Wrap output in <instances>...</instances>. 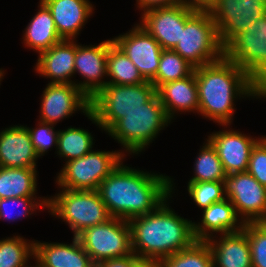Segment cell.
Segmentation results:
<instances>
[{
  "instance_id": "obj_40",
  "label": "cell",
  "mask_w": 266,
  "mask_h": 267,
  "mask_svg": "<svg viewBox=\"0 0 266 267\" xmlns=\"http://www.w3.org/2000/svg\"><path fill=\"white\" fill-rule=\"evenodd\" d=\"M219 0H185L184 3L194 9L199 11H210V9L218 2Z\"/></svg>"
},
{
  "instance_id": "obj_33",
  "label": "cell",
  "mask_w": 266,
  "mask_h": 267,
  "mask_svg": "<svg viewBox=\"0 0 266 267\" xmlns=\"http://www.w3.org/2000/svg\"><path fill=\"white\" fill-rule=\"evenodd\" d=\"M194 69L195 67L177 52L172 49H163L157 74L151 83L157 90L162 84L190 76Z\"/></svg>"
},
{
  "instance_id": "obj_25",
  "label": "cell",
  "mask_w": 266,
  "mask_h": 267,
  "mask_svg": "<svg viewBox=\"0 0 266 267\" xmlns=\"http://www.w3.org/2000/svg\"><path fill=\"white\" fill-rule=\"evenodd\" d=\"M37 8L38 11L23 30L21 39L26 48L33 50L32 52L35 51L39 56L63 39L56 30L54 19L47 5L39 0Z\"/></svg>"
},
{
  "instance_id": "obj_24",
  "label": "cell",
  "mask_w": 266,
  "mask_h": 267,
  "mask_svg": "<svg viewBox=\"0 0 266 267\" xmlns=\"http://www.w3.org/2000/svg\"><path fill=\"white\" fill-rule=\"evenodd\" d=\"M213 255L214 267H252L246 232L218 234L206 240Z\"/></svg>"
},
{
  "instance_id": "obj_32",
  "label": "cell",
  "mask_w": 266,
  "mask_h": 267,
  "mask_svg": "<svg viewBox=\"0 0 266 267\" xmlns=\"http://www.w3.org/2000/svg\"><path fill=\"white\" fill-rule=\"evenodd\" d=\"M161 267H214L207 241L196 240L191 246L160 261Z\"/></svg>"
},
{
  "instance_id": "obj_39",
  "label": "cell",
  "mask_w": 266,
  "mask_h": 267,
  "mask_svg": "<svg viewBox=\"0 0 266 267\" xmlns=\"http://www.w3.org/2000/svg\"><path fill=\"white\" fill-rule=\"evenodd\" d=\"M137 258L138 257L132 252L124 257H117L99 262L95 265V267H131V264Z\"/></svg>"
},
{
  "instance_id": "obj_19",
  "label": "cell",
  "mask_w": 266,
  "mask_h": 267,
  "mask_svg": "<svg viewBox=\"0 0 266 267\" xmlns=\"http://www.w3.org/2000/svg\"><path fill=\"white\" fill-rule=\"evenodd\" d=\"M76 40L63 39L37 56L34 71L48 83L74 84ZM50 79V81H49Z\"/></svg>"
},
{
  "instance_id": "obj_18",
  "label": "cell",
  "mask_w": 266,
  "mask_h": 267,
  "mask_svg": "<svg viewBox=\"0 0 266 267\" xmlns=\"http://www.w3.org/2000/svg\"><path fill=\"white\" fill-rule=\"evenodd\" d=\"M39 159L27 125L15 124L0 130L1 167L37 169Z\"/></svg>"
},
{
  "instance_id": "obj_5",
  "label": "cell",
  "mask_w": 266,
  "mask_h": 267,
  "mask_svg": "<svg viewBox=\"0 0 266 267\" xmlns=\"http://www.w3.org/2000/svg\"><path fill=\"white\" fill-rule=\"evenodd\" d=\"M155 94L156 88L150 81L138 85L106 84L90 100V112L85 117L106 133L119 119L142 108Z\"/></svg>"
},
{
  "instance_id": "obj_28",
  "label": "cell",
  "mask_w": 266,
  "mask_h": 267,
  "mask_svg": "<svg viewBox=\"0 0 266 267\" xmlns=\"http://www.w3.org/2000/svg\"><path fill=\"white\" fill-rule=\"evenodd\" d=\"M95 137L88 129L67 127L59 129L58 147L56 156L64 159V163L80 158L90 152L95 145Z\"/></svg>"
},
{
  "instance_id": "obj_26",
  "label": "cell",
  "mask_w": 266,
  "mask_h": 267,
  "mask_svg": "<svg viewBox=\"0 0 266 267\" xmlns=\"http://www.w3.org/2000/svg\"><path fill=\"white\" fill-rule=\"evenodd\" d=\"M38 171L29 168H0V199L17 197H40Z\"/></svg>"
},
{
  "instance_id": "obj_22",
  "label": "cell",
  "mask_w": 266,
  "mask_h": 267,
  "mask_svg": "<svg viewBox=\"0 0 266 267\" xmlns=\"http://www.w3.org/2000/svg\"><path fill=\"white\" fill-rule=\"evenodd\" d=\"M34 241V257L45 267H95L77 236L72 242Z\"/></svg>"
},
{
  "instance_id": "obj_34",
  "label": "cell",
  "mask_w": 266,
  "mask_h": 267,
  "mask_svg": "<svg viewBox=\"0 0 266 267\" xmlns=\"http://www.w3.org/2000/svg\"><path fill=\"white\" fill-rule=\"evenodd\" d=\"M187 192L190 199L202 211L215 202L225 199L223 182H188Z\"/></svg>"
},
{
  "instance_id": "obj_12",
  "label": "cell",
  "mask_w": 266,
  "mask_h": 267,
  "mask_svg": "<svg viewBox=\"0 0 266 267\" xmlns=\"http://www.w3.org/2000/svg\"><path fill=\"white\" fill-rule=\"evenodd\" d=\"M210 13L225 47L252 22L266 15V0H219Z\"/></svg>"
},
{
  "instance_id": "obj_7",
  "label": "cell",
  "mask_w": 266,
  "mask_h": 267,
  "mask_svg": "<svg viewBox=\"0 0 266 267\" xmlns=\"http://www.w3.org/2000/svg\"><path fill=\"white\" fill-rule=\"evenodd\" d=\"M172 50L195 68L224 56V47L210 11L194 10L186 18L179 43Z\"/></svg>"
},
{
  "instance_id": "obj_45",
  "label": "cell",
  "mask_w": 266,
  "mask_h": 267,
  "mask_svg": "<svg viewBox=\"0 0 266 267\" xmlns=\"http://www.w3.org/2000/svg\"><path fill=\"white\" fill-rule=\"evenodd\" d=\"M266 99V90L260 92V100H265Z\"/></svg>"
},
{
  "instance_id": "obj_10",
  "label": "cell",
  "mask_w": 266,
  "mask_h": 267,
  "mask_svg": "<svg viewBox=\"0 0 266 267\" xmlns=\"http://www.w3.org/2000/svg\"><path fill=\"white\" fill-rule=\"evenodd\" d=\"M77 237L95 265L132 253L130 225L121 218L112 217L105 223L88 227Z\"/></svg>"
},
{
  "instance_id": "obj_13",
  "label": "cell",
  "mask_w": 266,
  "mask_h": 267,
  "mask_svg": "<svg viewBox=\"0 0 266 267\" xmlns=\"http://www.w3.org/2000/svg\"><path fill=\"white\" fill-rule=\"evenodd\" d=\"M40 100L38 121L55 126L78 111L90 112V99L74 84L47 83Z\"/></svg>"
},
{
  "instance_id": "obj_1",
  "label": "cell",
  "mask_w": 266,
  "mask_h": 267,
  "mask_svg": "<svg viewBox=\"0 0 266 267\" xmlns=\"http://www.w3.org/2000/svg\"><path fill=\"white\" fill-rule=\"evenodd\" d=\"M124 161L101 182L97 191L112 217L129 221L153 212L171 196L172 177L124 165Z\"/></svg>"
},
{
  "instance_id": "obj_41",
  "label": "cell",
  "mask_w": 266,
  "mask_h": 267,
  "mask_svg": "<svg viewBox=\"0 0 266 267\" xmlns=\"http://www.w3.org/2000/svg\"><path fill=\"white\" fill-rule=\"evenodd\" d=\"M131 267H161L160 261L146 259V258H137L132 264Z\"/></svg>"
},
{
  "instance_id": "obj_14",
  "label": "cell",
  "mask_w": 266,
  "mask_h": 267,
  "mask_svg": "<svg viewBox=\"0 0 266 267\" xmlns=\"http://www.w3.org/2000/svg\"><path fill=\"white\" fill-rule=\"evenodd\" d=\"M219 127L222 129L214 130L206 135V139L215 148L226 174L247 171L251 151L264 135L254 137L249 133L244 134L242 131L232 129L231 124H219Z\"/></svg>"
},
{
  "instance_id": "obj_6",
  "label": "cell",
  "mask_w": 266,
  "mask_h": 267,
  "mask_svg": "<svg viewBox=\"0 0 266 267\" xmlns=\"http://www.w3.org/2000/svg\"><path fill=\"white\" fill-rule=\"evenodd\" d=\"M46 212L67 224L73 236L112 218L97 190L58 188L55 195L48 197Z\"/></svg>"
},
{
  "instance_id": "obj_42",
  "label": "cell",
  "mask_w": 266,
  "mask_h": 267,
  "mask_svg": "<svg viewBox=\"0 0 266 267\" xmlns=\"http://www.w3.org/2000/svg\"><path fill=\"white\" fill-rule=\"evenodd\" d=\"M32 260L35 262L33 265L31 263H33L32 261L26 264L25 267H45L36 257H33Z\"/></svg>"
},
{
  "instance_id": "obj_8",
  "label": "cell",
  "mask_w": 266,
  "mask_h": 267,
  "mask_svg": "<svg viewBox=\"0 0 266 267\" xmlns=\"http://www.w3.org/2000/svg\"><path fill=\"white\" fill-rule=\"evenodd\" d=\"M126 159L119 150L92 149L86 155L70 160L56 174L57 188L70 190H97L101 182Z\"/></svg>"
},
{
  "instance_id": "obj_15",
  "label": "cell",
  "mask_w": 266,
  "mask_h": 267,
  "mask_svg": "<svg viewBox=\"0 0 266 267\" xmlns=\"http://www.w3.org/2000/svg\"><path fill=\"white\" fill-rule=\"evenodd\" d=\"M109 39L98 44H81L76 40L74 60L75 85L91 100L107 84V55ZM83 80V81H82Z\"/></svg>"
},
{
  "instance_id": "obj_3",
  "label": "cell",
  "mask_w": 266,
  "mask_h": 267,
  "mask_svg": "<svg viewBox=\"0 0 266 267\" xmlns=\"http://www.w3.org/2000/svg\"><path fill=\"white\" fill-rule=\"evenodd\" d=\"M174 181L171 178V196L156 210L128 221L132 252L139 258L161 261L196 241L192 220L170 206L177 190Z\"/></svg>"
},
{
  "instance_id": "obj_11",
  "label": "cell",
  "mask_w": 266,
  "mask_h": 267,
  "mask_svg": "<svg viewBox=\"0 0 266 267\" xmlns=\"http://www.w3.org/2000/svg\"><path fill=\"white\" fill-rule=\"evenodd\" d=\"M223 188L243 223H257L266 215V187L248 171L227 175Z\"/></svg>"
},
{
  "instance_id": "obj_9",
  "label": "cell",
  "mask_w": 266,
  "mask_h": 267,
  "mask_svg": "<svg viewBox=\"0 0 266 267\" xmlns=\"http://www.w3.org/2000/svg\"><path fill=\"white\" fill-rule=\"evenodd\" d=\"M224 56L244 70L260 92L266 90V15L237 34L224 47Z\"/></svg>"
},
{
  "instance_id": "obj_17",
  "label": "cell",
  "mask_w": 266,
  "mask_h": 267,
  "mask_svg": "<svg viewBox=\"0 0 266 267\" xmlns=\"http://www.w3.org/2000/svg\"><path fill=\"white\" fill-rule=\"evenodd\" d=\"M194 9L184 4L157 8L140 15V24L160 44L162 49H173L179 43L181 28Z\"/></svg>"
},
{
  "instance_id": "obj_4",
  "label": "cell",
  "mask_w": 266,
  "mask_h": 267,
  "mask_svg": "<svg viewBox=\"0 0 266 267\" xmlns=\"http://www.w3.org/2000/svg\"><path fill=\"white\" fill-rule=\"evenodd\" d=\"M172 123L156 93L142 108L119 119L105 134L122 146L125 156L134 157L143 154L161 131Z\"/></svg>"
},
{
  "instance_id": "obj_31",
  "label": "cell",
  "mask_w": 266,
  "mask_h": 267,
  "mask_svg": "<svg viewBox=\"0 0 266 267\" xmlns=\"http://www.w3.org/2000/svg\"><path fill=\"white\" fill-rule=\"evenodd\" d=\"M48 195L45 197H13L0 199V220L18 222L20 219L31 218L37 210H47Z\"/></svg>"
},
{
  "instance_id": "obj_20",
  "label": "cell",
  "mask_w": 266,
  "mask_h": 267,
  "mask_svg": "<svg viewBox=\"0 0 266 267\" xmlns=\"http://www.w3.org/2000/svg\"><path fill=\"white\" fill-rule=\"evenodd\" d=\"M49 8L59 36L76 40L95 13L90 0H42Z\"/></svg>"
},
{
  "instance_id": "obj_21",
  "label": "cell",
  "mask_w": 266,
  "mask_h": 267,
  "mask_svg": "<svg viewBox=\"0 0 266 267\" xmlns=\"http://www.w3.org/2000/svg\"><path fill=\"white\" fill-rule=\"evenodd\" d=\"M199 222L193 220L196 240L206 241L219 234L238 232L244 223L238 217L234 206L228 198L211 204L201 211Z\"/></svg>"
},
{
  "instance_id": "obj_44",
  "label": "cell",
  "mask_w": 266,
  "mask_h": 267,
  "mask_svg": "<svg viewBox=\"0 0 266 267\" xmlns=\"http://www.w3.org/2000/svg\"><path fill=\"white\" fill-rule=\"evenodd\" d=\"M5 71L4 69L0 68V85H1V82L2 80L4 79V76H5Z\"/></svg>"
},
{
  "instance_id": "obj_2",
  "label": "cell",
  "mask_w": 266,
  "mask_h": 267,
  "mask_svg": "<svg viewBox=\"0 0 266 267\" xmlns=\"http://www.w3.org/2000/svg\"><path fill=\"white\" fill-rule=\"evenodd\" d=\"M194 73L198 87V115L216 125L233 124L238 100H260V91L250 82L247 73L225 56L196 67Z\"/></svg>"
},
{
  "instance_id": "obj_36",
  "label": "cell",
  "mask_w": 266,
  "mask_h": 267,
  "mask_svg": "<svg viewBox=\"0 0 266 267\" xmlns=\"http://www.w3.org/2000/svg\"><path fill=\"white\" fill-rule=\"evenodd\" d=\"M250 245L252 267H266V230L258 223H244Z\"/></svg>"
},
{
  "instance_id": "obj_38",
  "label": "cell",
  "mask_w": 266,
  "mask_h": 267,
  "mask_svg": "<svg viewBox=\"0 0 266 267\" xmlns=\"http://www.w3.org/2000/svg\"><path fill=\"white\" fill-rule=\"evenodd\" d=\"M185 0H136L134 4L136 9L141 12L140 15L143 13L157 9V8H164V7H171L177 4H184Z\"/></svg>"
},
{
  "instance_id": "obj_43",
  "label": "cell",
  "mask_w": 266,
  "mask_h": 267,
  "mask_svg": "<svg viewBox=\"0 0 266 267\" xmlns=\"http://www.w3.org/2000/svg\"><path fill=\"white\" fill-rule=\"evenodd\" d=\"M257 223H258L263 229L266 230V215L263 216Z\"/></svg>"
},
{
  "instance_id": "obj_30",
  "label": "cell",
  "mask_w": 266,
  "mask_h": 267,
  "mask_svg": "<svg viewBox=\"0 0 266 267\" xmlns=\"http://www.w3.org/2000/svg\"><path fill=\"white\" fill-rule=\"evenodd\" d=\"M6 238V239H5ZM0 239V267H25L34 257V241L19 235Z\"/></svg>"
},
{
  "instance_id": "obj_16",
  "label": "cell",
  "mask_w": 266,
  "mask_h": 267,
  "mask_svg": "<svg viewBox=\"0 0 266 267\" xmlns=\"http://www.w3.org/2000/svg\"><path fill=\"white\" fill-rule=\"evenodd\" d=\"M131 27L112 40L136 65L143 78L151 82L157 74L163 49L140 24L136 22Z\"/></svg>"
},
{
  "instance_id": "obj_27",
  "label": "cell",
  "mask_w": 266,
  "mask_h": 267,
  "mask_svg": "<svg viewBox=\"0 0 266 267\" xmlns=\"http://www.w3.org/2000/svg\"><path fill=\"white\" fill-rule=\"evenodd\" d=\"M143 82L146 80L136 65L110 38L107 55V84L138 85Z\"/></svg>"
},
{
  "instance_id": "obj_23",
  "label": "cell",
  "mask_w": 266,
  "mask_h": 267,
  "mask_svg": "<svg viewBox=\"0 0 266 267\" xmlns=\"http://www.w3.org/2000/svg\"><path fill=\"white\" fill-rule=\"evenodd\" d=\"M156 93L167 116L173 122L178 115L186 114V112L198 115V87L194 72L186 78L162 84Z\"/></svg>"
},
{
  "instance_id": "obj_29",
  "label": "cell",
  "mask_w": 266,
  "mask_h": 267,
  "mask_svg": "<svg viewBox=\"0 0 266 267\" xmlns=\"http://www.w3.org/2000/svg\"><path fill=\"white\" fill-rule=\"evenodd\" d=\"M193 164V175L187 182H223L227 174L213 145L205 138Z\"/></svg>"
},
{
  "instance_id": "obj_37",
  "label": "cell",
  "mask_w": 266,
  "mask_h": 267,
  "mask_svg": "<svg viewBox=\"0 0 266 267\" xmlns=\"http://www.w3.org/2000/svg\"><path fill=\"white\" fill-rule=\"evenodd\" d=\"M247 171L262 186L266 187V135L253 147Z\"/></svg>"
},
{
  "instance_id": "obj_35",
  "label": "cell",
  "mask_w": 266,
  "mask_h": 267,
  "mask_svg": "<svg viewBox=\"0 0 266 267\" xmlns=\"http://www.w3.org/2000/svg\"><path fill=\"white\" fill-rule=\"evenodd\" d=\"M55 128L56 126L53 124L44 123L38 120L37 125L34 128L27 127L31 142L39 158H43L51 148L53 149V146L56 149V154L59 130H56Z\"/></svg>"
}]
</instances>
